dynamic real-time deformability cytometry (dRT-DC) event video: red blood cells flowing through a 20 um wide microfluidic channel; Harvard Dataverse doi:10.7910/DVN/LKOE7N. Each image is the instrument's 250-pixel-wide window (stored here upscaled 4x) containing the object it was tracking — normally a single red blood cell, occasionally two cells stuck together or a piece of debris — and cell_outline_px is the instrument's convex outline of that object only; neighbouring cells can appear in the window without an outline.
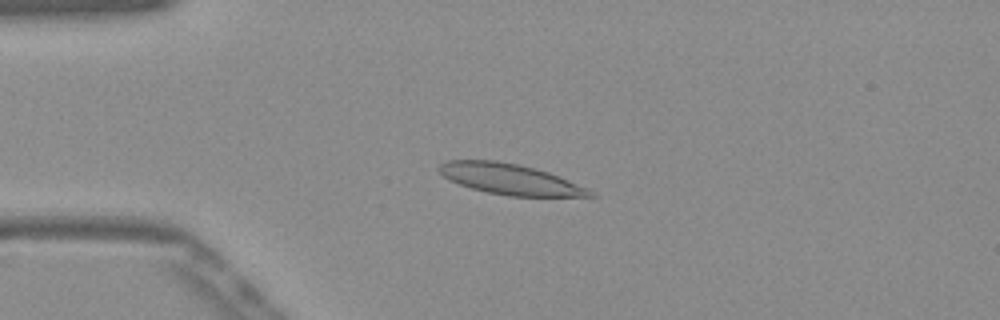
{"species": "Egyptian fruit bat (a non-hibernating species)", "species_latin": "Rousettus aegyptiacus", "temperature_condition": "warm", "stored_images_in_passage": 53, "camera_frame_rate_fps": 3000, "um_per_image_px": 0.085, "frame": {"image": 1, "passage_image": 13, "time_ms": 4.0, "image_size_px": [1000, 320], "cell_outline_px": [[596, 196], [508, 196], [488, 192], [472, 188], [448, 180], [436, 168], [444, 160], [496, 160], [516, 164], [548, 172], [588, 188]], "centroid_in_image_um": [43.29, 15.22], "position_along_channel_um": 41.7, "area_um2": 26.65}}
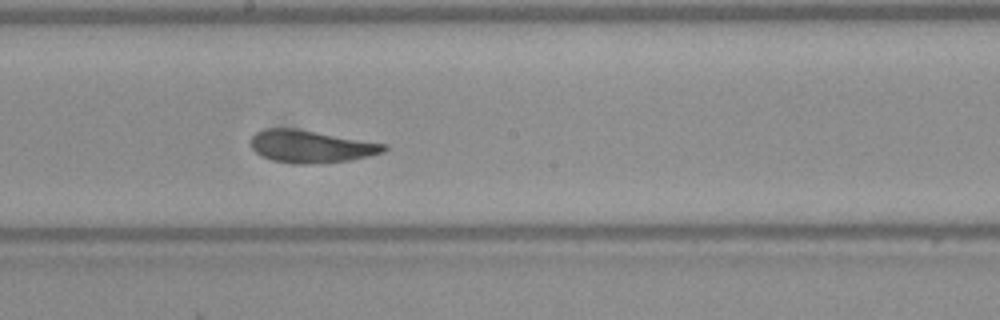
{"frame": {"image": 2, "passage_image": 29, "time_ms": 9.333, "image_size_px": [1000, 320], "cell_outline_px": [[388, 148], [384, 152], [368, 156], [348, 160], [320, 164], [296, 164], [272, 160], [256, 152], [252, 148], [248, 140], [256, 132], [264, 128], [292, 128], [388, 144]], "centroid_in_image_um": [26.41, 12.45], "position_along_channel_um": 221.8, "area_um2": 25.2}}
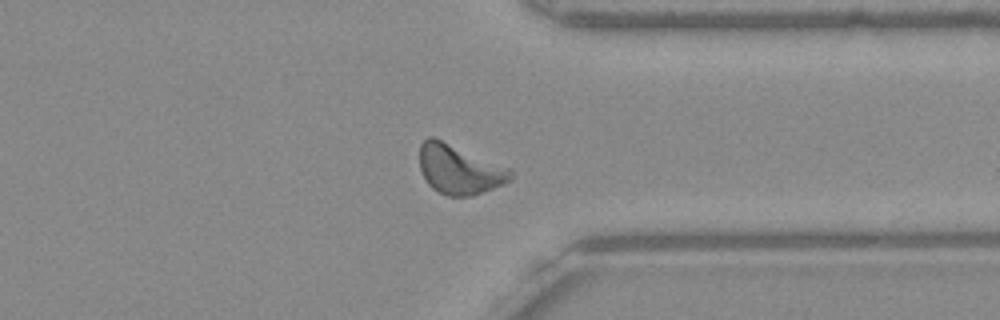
{"frame": {"image": 3, "passage_image": 41, "time_ms": 13.333, "image_size_px": [1000, 320], "cell_outline_px": [[512, 180], [504, 184], [472, 196], [448, 196], [432, 188], [428, 184], [420, 168], [420, 144], [428, 136], [432, 136], [512, 168]], "centroid_in_image_um": [39.07, 14.39], "position_along_channel_um": 372.3, "area_um2": 26.3}, "authors_computed_cell_mechanics": {"area_um2": 25.3164, "velocity_mm_per_s": 3.8324, "shape_relaxation_time_tau1_ms": 3.7759, "shape_relaxation_time_tau2_ms": 1.4147, "deformation_change_tau1": 0.1471, "deformation_change_tau2": 0.0783}}